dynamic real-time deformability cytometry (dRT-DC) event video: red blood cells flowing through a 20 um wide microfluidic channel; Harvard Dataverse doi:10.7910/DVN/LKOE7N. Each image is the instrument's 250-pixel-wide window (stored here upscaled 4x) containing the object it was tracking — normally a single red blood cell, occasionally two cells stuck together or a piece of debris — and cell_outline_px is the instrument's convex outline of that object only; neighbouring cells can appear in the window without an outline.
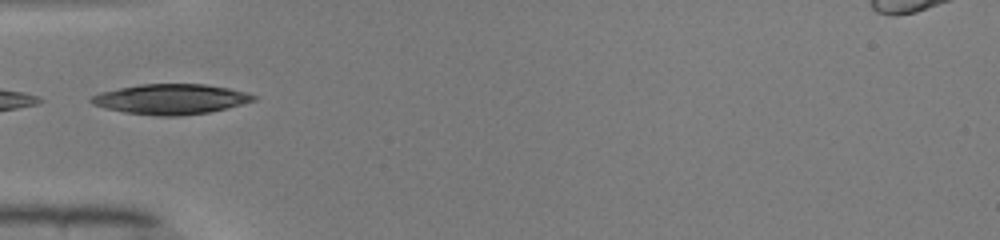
{"species": "common noctule bat (a hibernating species)", "species_latin": "Nyctalus noctula", "temperature_condition": "warm", "stored_images_in_passage": 4, "camera_frame_rate_fps": 3000, "um_per_image_px": 0.085, "animal": {"sex": "male", "body_mass_g": 19.0, "forearm_length_mm": 50.8}, "frame": {"image": 1, "passage_image": 1, "time_ms": 0.0, "image_size_px": [1000, 240], "cell_outline_px": [[260, 96], [256, 100], [228, 108], [208, 112], [180, 116], [156, 116], [124, 112], [104, 108], [92, 104], [88, 100], [92, 96], [100, 92], [140, 84], [204, 84], [228, 88], [248, 92]], "centroid_in_image_um": [14.54, 8.43], "position_along_channel_um": 70.5, "area_um2": 28.73}}